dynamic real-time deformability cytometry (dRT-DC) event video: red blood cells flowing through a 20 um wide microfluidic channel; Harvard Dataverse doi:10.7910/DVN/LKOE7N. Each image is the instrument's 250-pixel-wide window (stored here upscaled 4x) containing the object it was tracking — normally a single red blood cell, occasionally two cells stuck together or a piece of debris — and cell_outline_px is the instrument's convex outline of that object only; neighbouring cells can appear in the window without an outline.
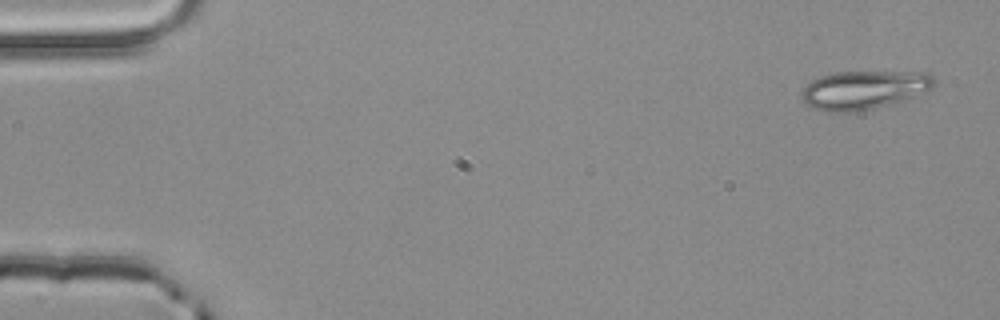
{"species": "common noctule bat (a hibernating species)", "species_latin": "Nyctalus noctula", "temperature_condition": "room temperature", "stored_images_in_passage": 3, "camera_frame_rate_fps": 3000, "um_per_image_px": 0.085, "animal": {"sex": "male", "body_mass_g": 20.4}, "frame": {"image": 1, "passage_image": 1, "time_ms": 0.0, "image_size_px": [1000, 320], "cell_outline_px": [[936, 84], [932, 88], [904, 100], [872, 108], [852, 112], [836, 112], [812, 108], [800, 96], [800, 92], [812, 80], [820, 76], [836, 72], [928, 72], [936, 80]], "centroid_in_image_um": [73.44, 7.62], "position_along_channel_um": 11.6, "area_um2": 29.54}}